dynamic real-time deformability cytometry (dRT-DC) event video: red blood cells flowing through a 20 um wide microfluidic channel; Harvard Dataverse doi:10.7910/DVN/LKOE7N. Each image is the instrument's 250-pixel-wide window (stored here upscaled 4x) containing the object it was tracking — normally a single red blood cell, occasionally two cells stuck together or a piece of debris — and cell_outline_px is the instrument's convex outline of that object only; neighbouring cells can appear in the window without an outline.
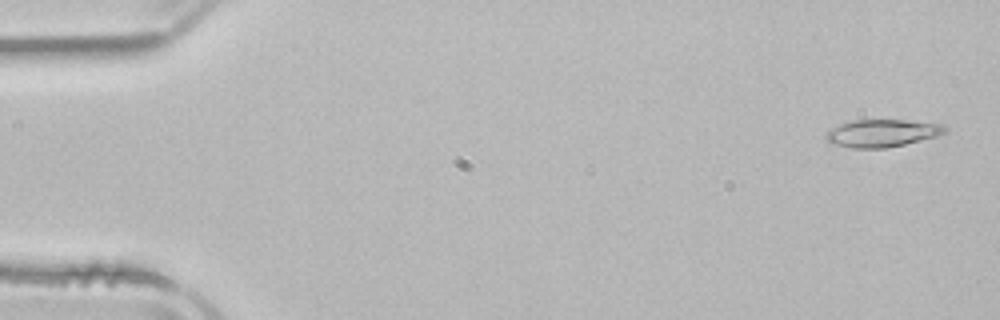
{"species": "common noctule bat (a hibernating species)", "species_latin": "Nyctalus noctula", "temperature_condition": "room temperature", "stored_images_in_passage": 4, "camera_frame_rate_fps": 3000, "um_per_image_px": 0.085, "animal": {"sex": "male", "body_mass_g": 21.5, "forearm_length_mm": 52.0}, "frame": {"image": 1, "passage_image": 1, "time_ms": 0.0, "image_size_px": [1000, 320], "cell_outline_px": [[948, 132], [936, 136], [904, 144], [884, 148], [852, 148], [832, 144], [824, 136], [832, 128], [840, 124], [852, 120], [904, 120], [944, 124], [948, 128]], "centroid_in_image_um": [75.0, 11.31], "position_along_channel_um": 10.0, "area_um2": 19.02}}
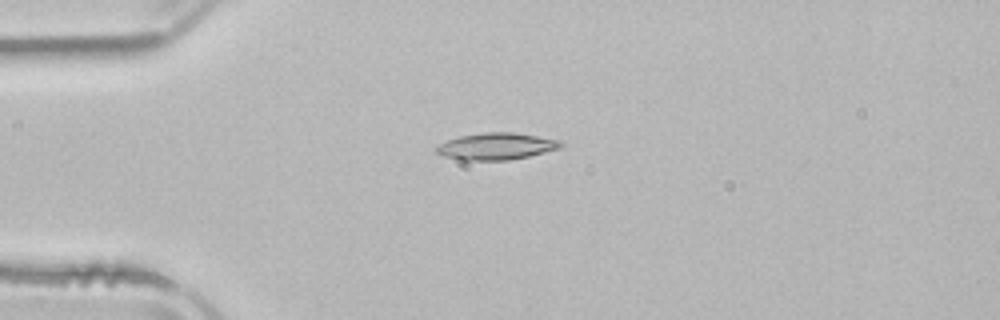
{"frame": {"image": 2, "passage_image": 3, "time_ms": 3.667, "image_size_px": [1000, 320], "cell_outline_px": [[564, 144], [560, 148], [528, 156], [508, 160], [460, 160], [444, 156], [436, 152], [436, 148], [440, 144], [448, 140], [460, 136], [484, 132], [512, 132], [564, 140]], "centroid_in_image_um": [42.23, 12.43], "position_along_channel_um": 42.8, "area_um2": 19.42}}